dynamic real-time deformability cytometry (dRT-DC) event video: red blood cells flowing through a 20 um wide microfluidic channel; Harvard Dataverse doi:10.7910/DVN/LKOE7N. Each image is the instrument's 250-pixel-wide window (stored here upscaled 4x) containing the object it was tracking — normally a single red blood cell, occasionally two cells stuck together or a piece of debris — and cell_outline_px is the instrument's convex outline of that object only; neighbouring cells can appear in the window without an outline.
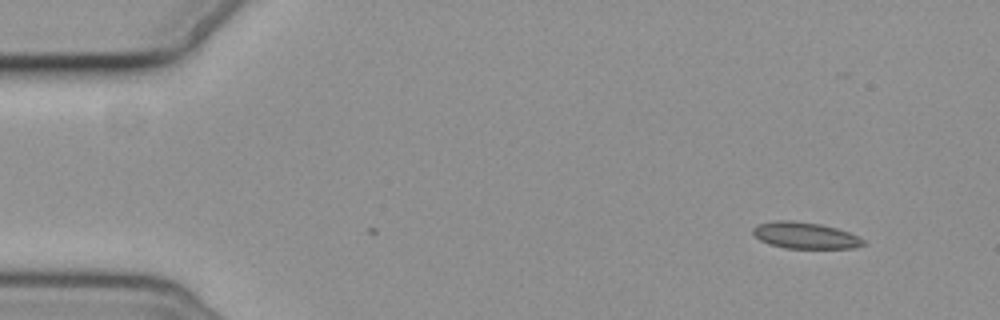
{"species": "common noctule bat (a hibernating species)", "species_latin": "Nyctalus noctula", "temperature_condition": "cold", "stored_images_in_passage": 3, "camera_frame_rate_fps": 3000, "um_per_image_px": 0.085, "animal": {"sex": "female", "body_mass_g": 19.3, "forearm_length_mm": 54.1}, "frame": {"image": 1, "passage_image": 3, "time_ms": 2.333, "image_size_px": [1000, 320], "cell_outline_px": [[868, 244], [856, 248], [784, 248], [768, 244], [760, 240], [752, 232], [752, 228], [756, 224], [776, 220], [792, 220], [820, 224], [836, 228], [848, 232], [864, 240]], "centroid_in_image_um": [68.42, 20.01], "position_along_channel_um": 16.6, "area_um2": 17.11}}